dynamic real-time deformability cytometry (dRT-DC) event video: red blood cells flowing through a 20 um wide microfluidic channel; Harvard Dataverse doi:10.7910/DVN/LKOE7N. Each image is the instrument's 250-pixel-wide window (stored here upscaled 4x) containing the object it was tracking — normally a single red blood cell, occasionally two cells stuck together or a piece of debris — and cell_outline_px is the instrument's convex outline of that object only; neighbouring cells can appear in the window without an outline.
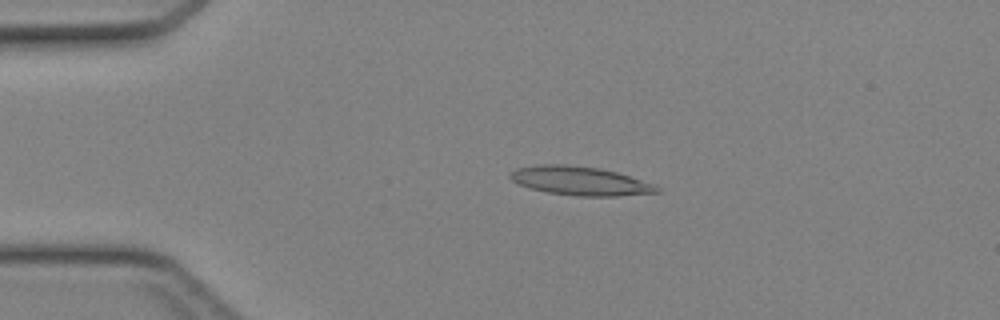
{"species": "Egyptian fruit bat (a non-hibernating species)", "species_latin": "Rousettus aegyptiacus", "temperature_condition": "cold", "stored_images_in_passage": 44, "camera_frame_rate_fps": 3000, "um_per_image_px": 0.085, "animal": {"sex": "female"}, "frame": {"image": 1, "passage_image": 9, "time_ms": 2.667, "image_size_px": [1000, 320], "cell_outline_px": [[660, 192], [620, 196], [576, 196], [548, 192], [532, 188], [520, 184], [512, 180], [508, 176], [508, 172], [516, 168], [536, 164], [564, 164], [600, 168], [616, 172], [656, 184], [660, 188]], "centroid_in_image_um": [49.31, 15.37], "position_along_channel_um": 35.7, "area_um2": 24.74}}
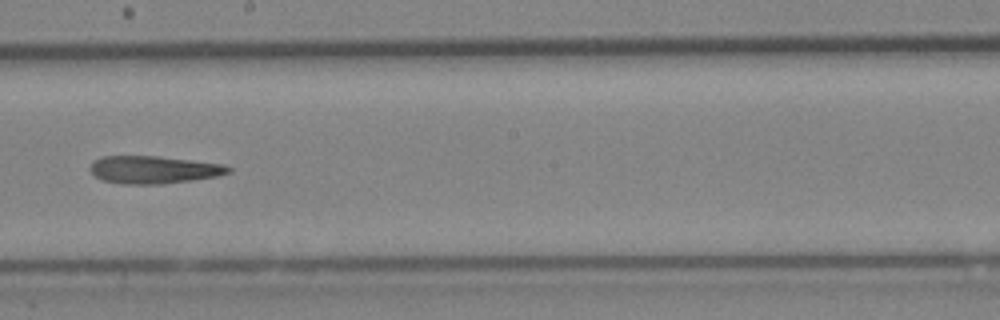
{"frame": {"image": 2, "passage_image": 25, "time_ms": 8.0, "image_size_px": [1000, 320], "cell_outline_px": [[232, 172], [216, 176], [192, 180], [160, 184], [124, 184], [104, 180], [96, 176], [88, 168], [92, 160], [104, 156], [156, 156], [224, 164], [232, 168]], "centroid_in_image_um": [13.06, 14.42], "position_along_channel_um": 235.1, "area_um2": 22.2}}
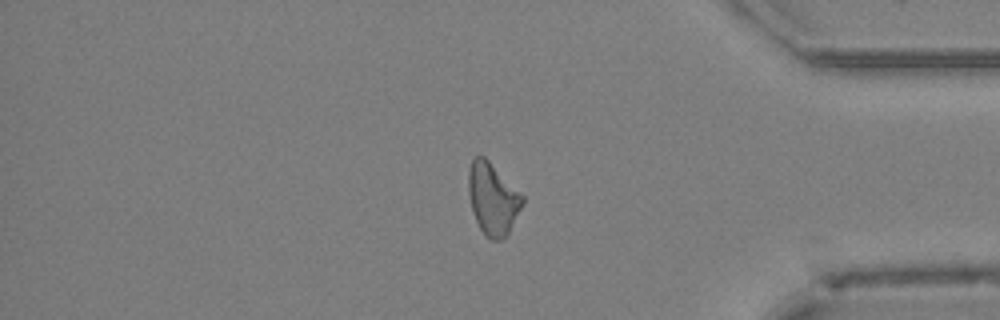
{"frame": {"image": 3, "passage_image": 37, "time_ms": 12.0, "image_size_px": [1000, 320], "cell_outline_px": [[524, 204], [508, 232], [500, 240], [492, 240], [484, 236], [472, 212], [468, 192], [468, 172], [472, 160], [476, 156], [484, 156], [524, 196]], "centroid_in_image_um": [41.87, 16.91], "position_along_channel_um": 393.3, "area_um2": 22.48}}